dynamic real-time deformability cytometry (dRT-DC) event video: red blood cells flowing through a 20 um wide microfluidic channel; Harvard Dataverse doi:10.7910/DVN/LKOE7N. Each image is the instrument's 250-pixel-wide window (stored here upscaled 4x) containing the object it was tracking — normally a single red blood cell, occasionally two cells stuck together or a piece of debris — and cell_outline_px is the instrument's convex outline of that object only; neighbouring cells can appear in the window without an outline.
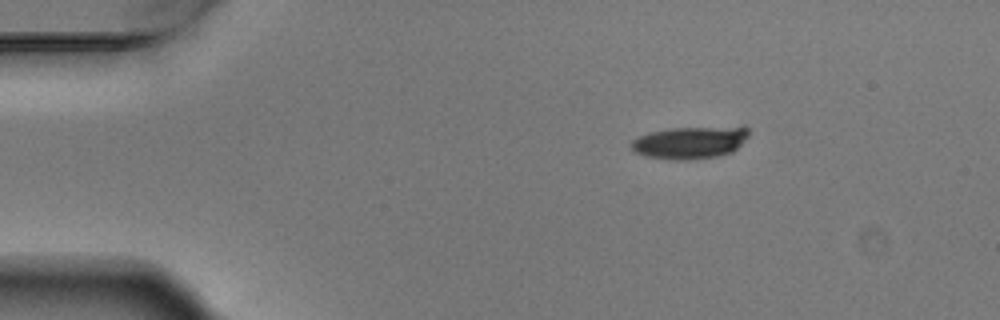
{"species": "Egyptian fruit bat (a non-hibernating species)", "species_latin": "Rousettus aegyptiacus", "temperature_condition": "warm", "stored_images_in_passage": 4, "camera_frame_rate_fps": 3000, "um_per_image_px": 0.085, "animal": {"sex": "male"}, "frame": {"image": 1, "passage_image": 2, "time_ms": 0.333, "image_size_px": [1000, 320], "cell_outline_px": [[748, 136], [732, 152], [716, 156], [684, 160], [676, 160], [648, 156], [636, 152], [632, 148], [632, 140], [636, 136], [648, 132], [672, 128], [744, 124], [748, 128]], "centroid_in_image_um": [58.71, 12.05], "position_along_channel_um": 26.3, "area_um2": 22.54}}
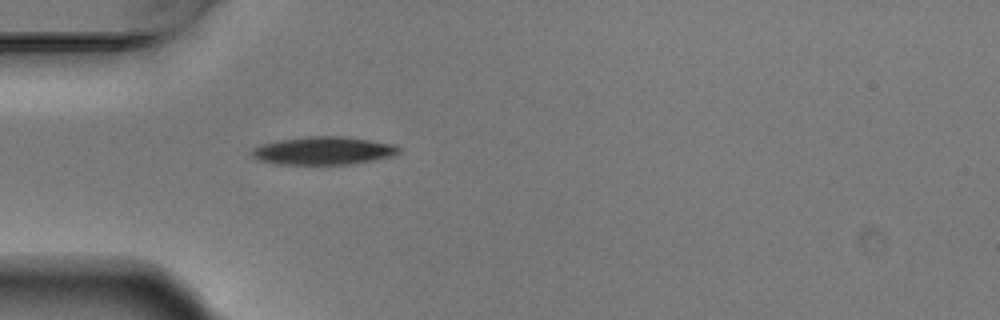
{"frame": {"image": 2, "passage_image": 4, "time_ms": 1.0, "image_size_px": [1000, 320], "cell_outline_px": [[400, 152], [392, 156], [352, 164], [280, 164], [260, 160], [252, 156], [248, 152], [252, 148], [260, 144], [280, 140], [308, 136], [344, 136], [396, 144], [400, 148]], "centroid_in_image_um": [27.48, 12.8], "position_along_channel_um": 57.5, "area_um2": 24.04}}